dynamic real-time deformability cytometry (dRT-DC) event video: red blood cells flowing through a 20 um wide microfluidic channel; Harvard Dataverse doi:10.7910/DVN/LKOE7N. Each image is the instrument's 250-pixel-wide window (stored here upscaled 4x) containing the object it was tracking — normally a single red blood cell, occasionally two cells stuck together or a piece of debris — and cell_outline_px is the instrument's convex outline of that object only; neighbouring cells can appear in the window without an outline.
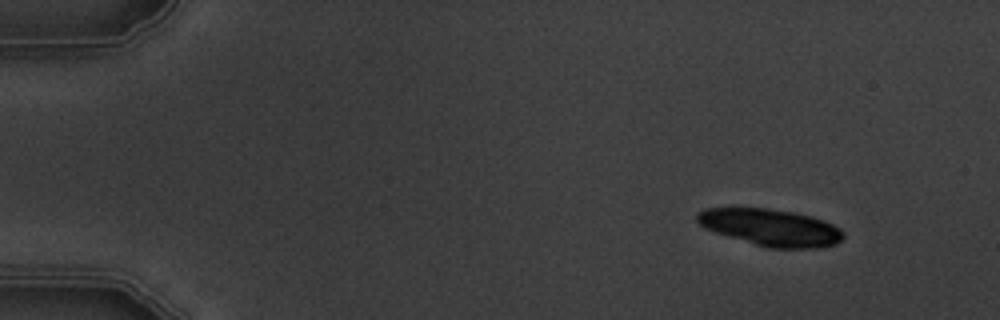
{"species": "common noctule bat (a hibernating species)", "species_latin": "Nyctalus noctula", "temperature_condition": "warm", "stored_images_in_passage": 5, "camera_frame_rate_fps": 3000, "um_per_image_px": 0.085, "animal": {"sex": "male", "body_mass_g": 19.5, "forearm_length_mm": 54.6}, "frame": {"image": 1, "passage_image": 1, "time_ms": 0.0, "image_size_px": [1000, 320], "cell_outline_px": [[844, 236], [836, 244], [816, 248], [768, 248], [716, 232], [704, 228], [696, 220], [696, 212], [708, 208], [736, 204], [792, 212], [812, 216], [824, 220], [840, 228], [844, 232]], "centroid_in_image_um": [65.45, 19.28], "position_along_channel_um": 19.6, "area_um2": 32.08}}
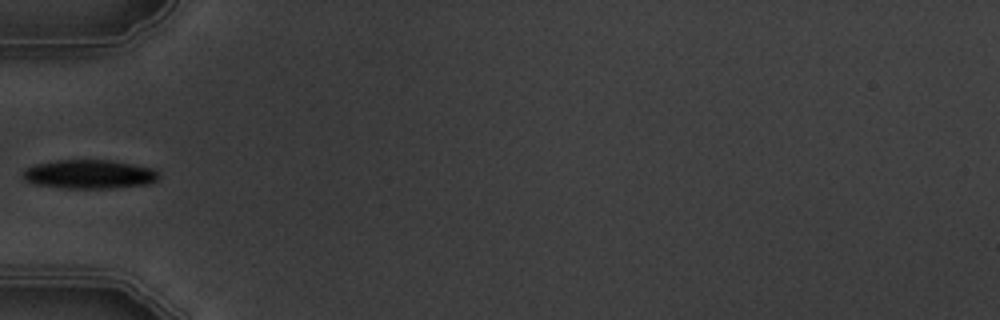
{"frame": {"image": 2, "passage_image": 5, "time_ms": 4.667, "image_size_px": [1000, 320], "cell_outline_px": [[160, 176], [156, 180], [148, 184], [108, 188], [64, 188], [36, 184], [24, 180], [24, 172], [28, 168], [36, 164], [56, 160], [112, 160], [152, 168]], "centroid_in_image_um": [7.6, 14.81], "position_along_channel_um": 77.4, "area_um2": 22.6}}